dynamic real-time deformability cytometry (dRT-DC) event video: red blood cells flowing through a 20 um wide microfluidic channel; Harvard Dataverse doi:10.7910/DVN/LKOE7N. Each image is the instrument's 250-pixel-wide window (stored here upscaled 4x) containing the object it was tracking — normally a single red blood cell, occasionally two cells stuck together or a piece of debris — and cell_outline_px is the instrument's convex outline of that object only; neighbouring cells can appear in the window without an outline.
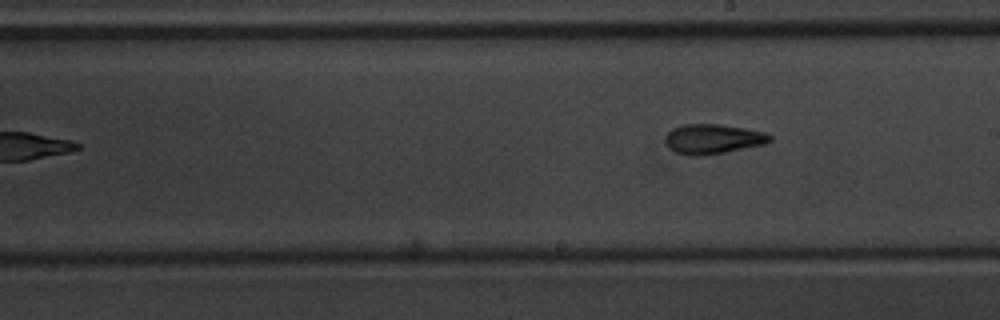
{"species": "common noctule bat (a hibernating species)", "species_latin": "Nyctalus noctula", "temperature_condition": "warm", "stored_images_in_passage": 8, "camera_frame_rate_fps": 3000, "um_per_image_px": 0.085, "animal": {"sex": "male", "body_mass_g": 20.1, "forearm_length_mm": 53.5}, "frame": {"image": 1, "passage_image": 8, "time_ms": 8.0, "image_size_px": [1000, 320], "cell_outline_px": [[772, 140], [764, 144], [704, 156], [692, 156], [676, 152], [664, 140], [668, 132], [672, 128], [684, 124], [720, 124], [744, 128], [764, 132], [772, 136]], "centroid_in_image_um": [60.6, 11.8], "position_along_channel_um": 228.4, "area_um2": 17.98}}